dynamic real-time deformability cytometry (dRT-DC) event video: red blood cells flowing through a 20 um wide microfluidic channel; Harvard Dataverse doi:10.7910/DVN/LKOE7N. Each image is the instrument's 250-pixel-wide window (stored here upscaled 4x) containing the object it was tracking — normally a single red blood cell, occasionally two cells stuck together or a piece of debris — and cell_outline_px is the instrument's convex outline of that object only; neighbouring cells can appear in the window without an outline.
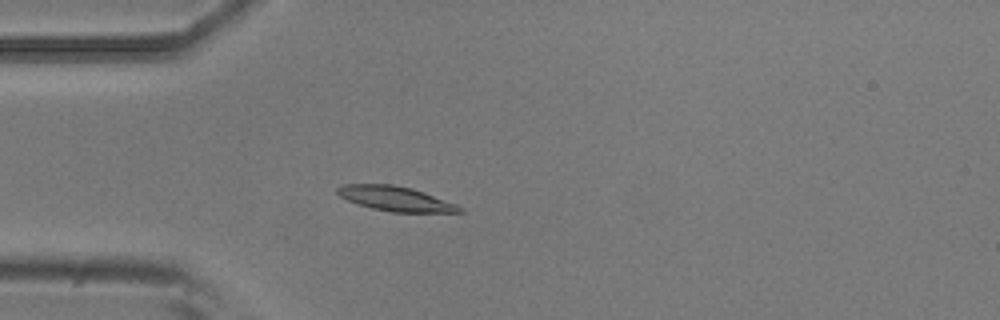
{"species": "common noctule bat (a hibernating species)", "species_latin": "Nyctalus noctula", "temperature_condition": "room temperature", "stored_images_in_passage": 5, "camera_frame_rate_fps": 3000, "um_per_image_px": 0.085, "animal": {"sex": "male", "body_mass_g": 20.5, "forearm_length_mm": 52.5}, "frame": {"image": 1, "passage_image": 5, "time_ms": 1.333, "image_size_px": [1000, 320], "cell_outline_px": [[464, 212], [392, 212], [372, 208], [348, 200], [340, 196], [336, 192], [336, 188], [344, 184], [392, 184], [412, 188], [424, 192], [456, 204], [464, 208]], "centroid_in_image_um": [33.63, 16.88], "position_along_channel_um": 51.4, "area_um2": 17.46}}